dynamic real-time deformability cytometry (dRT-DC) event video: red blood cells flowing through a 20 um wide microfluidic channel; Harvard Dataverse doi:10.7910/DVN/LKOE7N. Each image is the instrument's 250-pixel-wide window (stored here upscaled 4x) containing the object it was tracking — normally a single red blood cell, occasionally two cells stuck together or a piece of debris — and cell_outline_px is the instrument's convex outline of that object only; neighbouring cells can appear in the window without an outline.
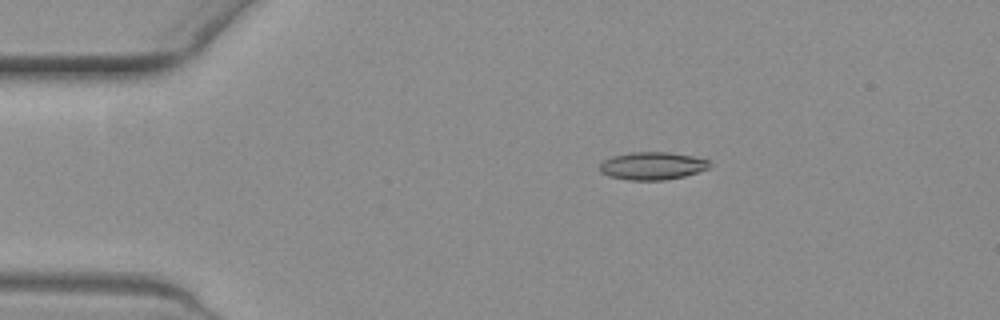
{"species": "common noctule bat (a hibernating species)", "species_latin": "Nyctalus noctula", "temperature_condition": "warm", "stored_images_in_passage": 52, "camera_frame_rate_fps": 3000, "um_per_image_px": 0.085, "animal": {"sex": "female", "body_mass_g": 19.3, "forearm_length_mm": 54.1}, "frame": {"image": 1, "passage_image": 6, "time_ms": 1.667, "image_size_px": [1000, 320], "cell_outline_px": [[708, 168], [684, 176], [664, 180], [628, 180], [608, 176], [600, 172], [600, 164], [604, 160], [612, 156], [632, 152], [668, 152], [692, 156], [708, 160]], "centroid_in_image_um": [55.39, 14.1], "position_along_channel_um": 29.6, "area_um2": 17.57}}
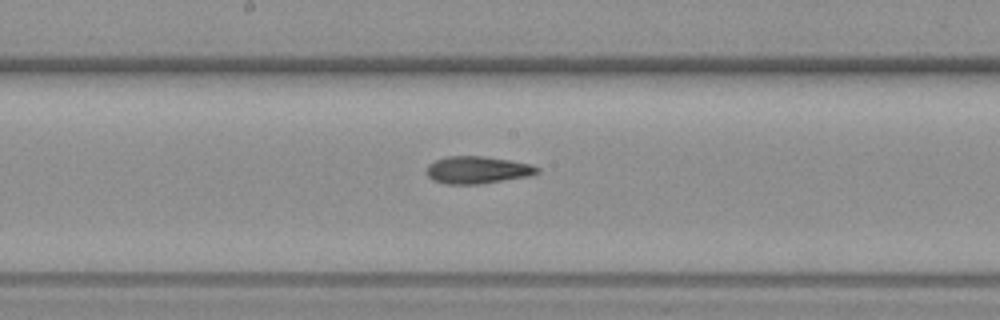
{"frame": {"image": 2, "passage_image": 25, "time_ms": 8.0, "image_size_px": [1000, 320], "cell_outline_px": [[540, 172], [528, 176], [480, 184], [444, 184], [432, 180], [428, 176], [428, 164], [436, 160], [448, 156], [484, 156], [532, 164], [540, 168]], "centroid_in_image_um": [40.59, 14.45], "position_along_channel_um": 207.6, "area_um2": 17.57}}
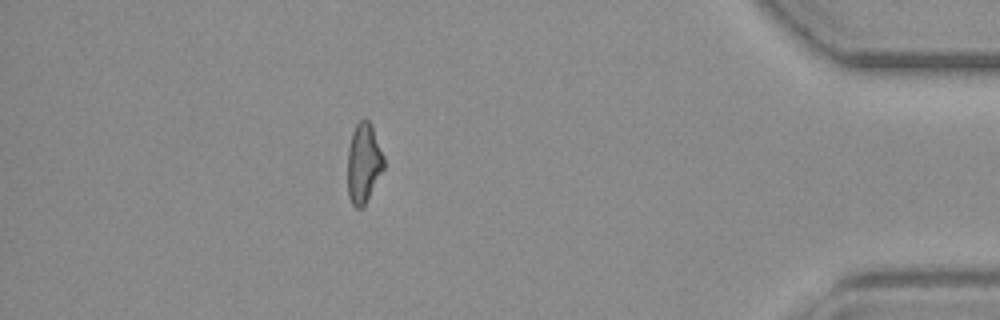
{"frame": {"image": 3, "passage_image": 45, "time_ms": 14.667, "image_size_px": [1000, 320], "cell_outline_px": [[384, 168], [364, 204], [360, 208], [356, 208], [352, 204], [348, 196], [348, 148], [352, 132], [356, 124], [364, 116], [368, 120], [372, 128], [384, 156]], "centroid_in_image_um": [30.89, 13.83], "position_along_channel_um": 404.3, "area_um2": 16.59}, "authors_computed_cell_mechanics": {"area_um2": 17.5134, "velocity_mm_per_s": 3.6927, "shape_relaxation_time_tau1_ms": null, "shape_relaxation_time_tau2_ms": 3.5942, "deformation_change_tau1": null, "deformation_change_tau2": 0.1312}}